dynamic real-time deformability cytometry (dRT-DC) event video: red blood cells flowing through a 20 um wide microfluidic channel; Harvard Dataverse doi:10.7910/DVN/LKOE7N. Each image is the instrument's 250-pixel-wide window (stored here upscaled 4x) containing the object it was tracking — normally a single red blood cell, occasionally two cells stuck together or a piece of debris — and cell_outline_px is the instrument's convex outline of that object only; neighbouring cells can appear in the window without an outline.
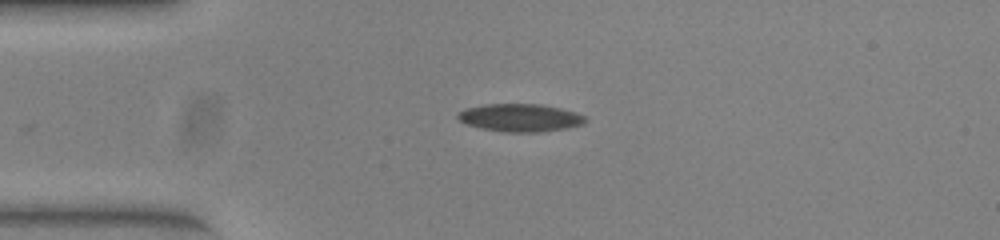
{"species": "common noctule bat (a hibernating species)", "species_latin": "Nyctalus noctula", "temperature_condition": "warm", "stored_images_in_passage": 31, "camera_frame_rate_fps": 3000, "um_per_image_px": 0.085, "animal": {"sex": "female", "body_mass_g": 23.0, "forearm_length_mm": 53.4}, "frame": {"image": 1, "passage_image": 1, "time_ms": 0.0, "image_size_px": [1000, 240], "cell_outline_px": [[588, 120], [584, 124], [564, 128], [540, 132], [504, 132], [480, 128], [468, 124], [460, 120], [456, 116], [464, 108], [484, 104], [540, 104], [560, 108], [576, 112], [584, 116]], "centroid_in_image_um": [44.22, 10.0], "position_along_channel_um": 40.8, "area_um2": 20.63}}
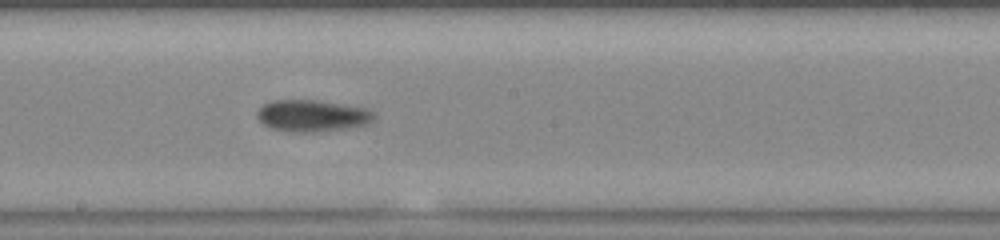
{"frame": {"image": 2, "passage_image": 17, "time_ms": 5.333, "image_size_px": [1000, 240], "cell_outline_px": [[376, 116], [372, 120], [364, 124], [348, 128], [316, 132], [288, 132], [272, 128], [264, 124], [256, 116], [256, 112], [264, 104], [272, 100], [320, 100], [364, 108], [372, 112]], "centroid_in_image_um": [26.5, 9.84], "position_along_channel_um": 221.7, "area_um2": 21.5}}
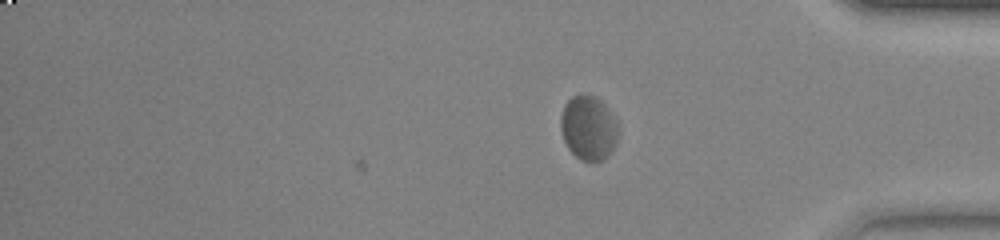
{"frame": {"image": 3, "passage_image": 31, "time_ms": 10.0, "image_size_px": [1000, 240], "cell_outline_px": [[620, 132], [616, 144], [608, 156], [600, 160], [580, 160], [568, 148], [564, 140], [560, 128], [560, 120], [564, 104], [572, 96], [580, 92], [596, 96], [608, 108], [616, 120], [620, 128]], "centroid_in_image_um": [50.04, 10.83], "position_along_channel_um": 385.2, "area_um2": 21.96}, "authors_computed_cell_mechanics": {"area_um2": 20.9814, "velocity_mm_per_s": 3.8549, "shape_relaxation_time_tau1_ms": 9.8555, "shape_relaxation_time_tau2_ms": 1.352, "deformation_change_tau1": 0.1605, "deformation_change_tau2": 0.0435}}